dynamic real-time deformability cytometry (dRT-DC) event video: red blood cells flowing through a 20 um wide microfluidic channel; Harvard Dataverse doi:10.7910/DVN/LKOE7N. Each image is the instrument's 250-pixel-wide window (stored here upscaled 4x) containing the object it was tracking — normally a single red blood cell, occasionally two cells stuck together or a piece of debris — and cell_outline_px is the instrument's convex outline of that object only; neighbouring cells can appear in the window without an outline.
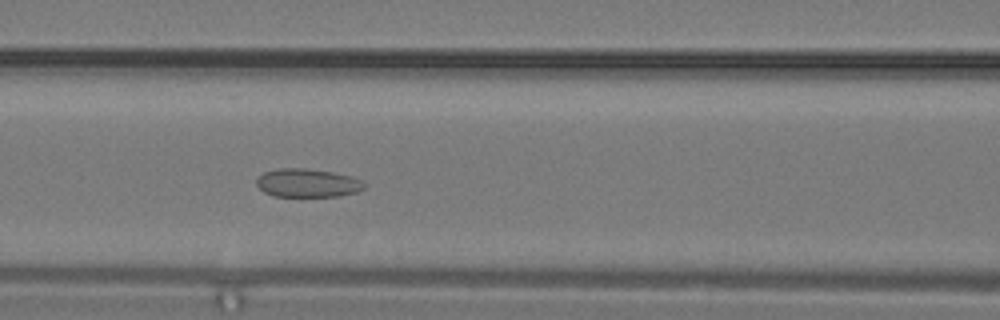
{"species": "common noctule bat (a hibernating species)", "species_latin": "Nyctalus noctula", "temperature_condition": "warm", "stored_images_in_passage": 11, "camera_frame_rate_fps": 3000, "um_per_image_px": 0.085, "animal": {"sex": "male", "body_mass_g": 19.2, "forearm_length_mm": 51.8}, "frame": {"image": 1, "passage_image": 11, "time_ms": 3.333, "image_size_px": [1000, 320], "cell_outline_px": [[364, 188], [356, 192], [336, 196], [272, 196], [264, 192], [256, 184], [256, 180], [264, 172], [280, 168], [304, 168], [332, 172], [352, 176], [360, 180], [364, 184]], "centroid_in_image_um": [26.11, 15.55], "position_along_channel_um": 140.5, "area_um2": 17.69}}